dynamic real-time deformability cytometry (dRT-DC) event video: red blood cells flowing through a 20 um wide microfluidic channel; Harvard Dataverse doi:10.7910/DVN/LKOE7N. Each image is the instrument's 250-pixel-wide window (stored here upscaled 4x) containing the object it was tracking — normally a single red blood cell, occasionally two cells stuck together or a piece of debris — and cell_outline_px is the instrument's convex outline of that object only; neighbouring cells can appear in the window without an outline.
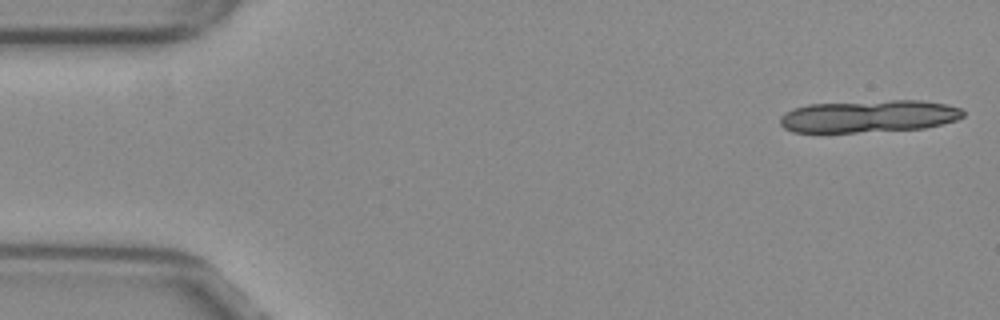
{"species": "common noctule bat (a hibernating species)", "species_latin": "Nyctalus noctula", "temperature_condition": "warm", "stored_images_in_passage": 16, "camera_frame_rate_fps": 3000, "um_per_image_px": 0.085, "animal": {"sex": "female", "body_mass_g": 29.2, "forearm_length_mm": 56.3}, "frame": {"image": 1, "passage_image": 1, "time_ms": 0.0, "image_size_px": [1000, 320], "cell_outline_px": [[964, 116], [956, 120], [924, 128], [856, 132], [792, 132], [784, 128], [780, 124], [780, 116], [784, 112], [792, 108], [808, 104], [892, 100], [920, 100], [948, 104], [960, 108], [964, 112]], "centroid_in_image_um": [73.82, 9.87], "position_along_channel_um": 11.2, "area_um2": 34.51}}